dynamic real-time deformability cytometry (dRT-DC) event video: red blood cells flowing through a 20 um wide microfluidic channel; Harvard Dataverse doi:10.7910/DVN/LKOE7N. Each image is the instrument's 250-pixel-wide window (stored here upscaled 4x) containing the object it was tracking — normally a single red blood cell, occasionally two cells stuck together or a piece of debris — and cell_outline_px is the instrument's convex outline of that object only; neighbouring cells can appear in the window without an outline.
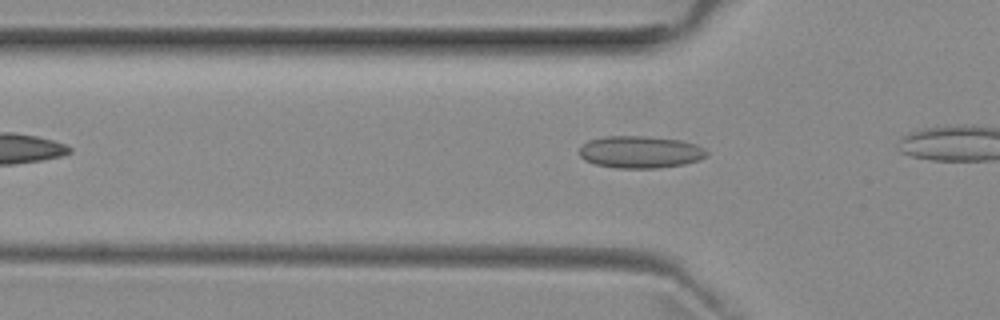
{"species": "common noctule bat (a hibernating species)", "species_latin": "Nyctalus noctula", "temperature_condition": "room temperature", "stored_images_in_passage": 10, "camera_frame_rate_fps": 3000, "um_per_image_px": 0.085, "animal": {"sex": "female", "body_mass_g": 29.2, "forearm_length_mm": 56.3}, "frame": {"image": 1, "passage_image": 2, "time_ms": 0.333, "image_size_px": [1000, 320], "cell_outline_px": [[708, 156], [700, 160], [684, 164], [656, 168], [616, 168], [596, 164], [584, 160], [580, 156], [580, 148], [588, 140], [604, 136], [644, 136], [680, 140], [696, 144], [704, 148], [708, 152]], "centroid_in_image_um": [54.44, 12.92], "position_along_channel_um": 71.4, "area_um2": 23.93}}
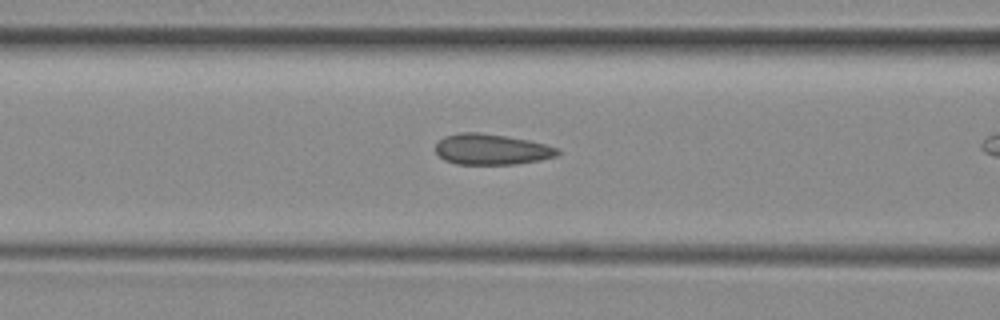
{"frame": {"image": 2, "passage_image": 6, "time_ms": 1.667, "image_size_px": [1000, 320], "cell_outline_px": [[560, 152], [556, 156], [540, 160], [516, 164], [456, 164], [444, 160], [436, 152], [436, 144], [444, 136], [460, 132], [480, 132], [528, 140], [544, 144], [556, 148]], "centroid_in_image_um": [41.75, 12.69], "position_along_channel_um": 124.9, "area_um2": 21.73}}
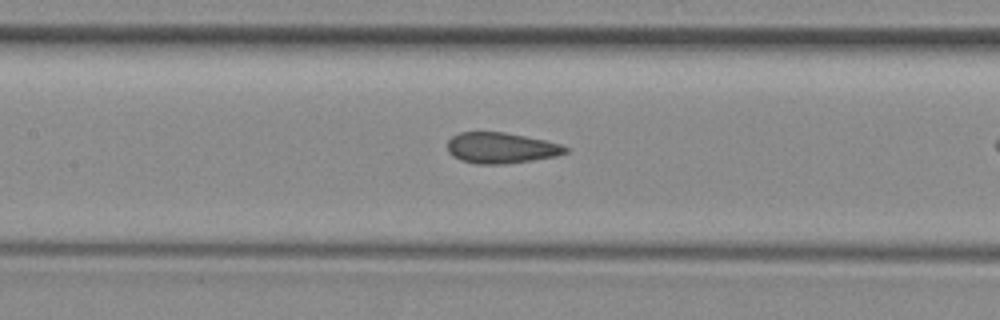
{"frame": {"image": 3, "passage_image": 9, "time_ms": 2.667, "image_size_px": [1000, 320], "cell_outline_px": [[568, 152], [556, 156], [532, 160], [504, 164], [476, 164], [460, 160], [452, 156], [448, 152], [448, 140], [452, 136], [460, 132], [504, 132], [544, 140], [560, 144], [568, 148]], "centroid_in_image_um": [42.56, 12.58], "position_along_channel_um": 164.8, "area_um2": 21.15}}